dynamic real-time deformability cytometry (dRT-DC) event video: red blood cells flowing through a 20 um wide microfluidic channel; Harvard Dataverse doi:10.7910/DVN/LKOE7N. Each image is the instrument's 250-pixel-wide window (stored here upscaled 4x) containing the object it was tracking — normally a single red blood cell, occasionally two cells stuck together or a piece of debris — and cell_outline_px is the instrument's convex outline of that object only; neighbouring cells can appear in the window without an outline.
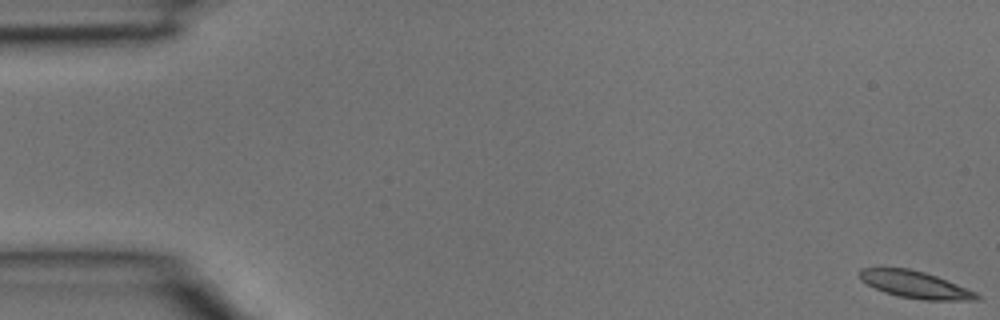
{"species": "common noctule bat (a hibernating species)", "species_latin": "Nyctalus noctula", "temperature_condition": "room temperature", "stored_images_in_passage": 40, "camera_frame_rate_fps": 3000, "um_per_image_px": 0.085, "animal": {"sex": "male", "body_mass_g": 15.6}, "frame": {"image": 1, "passage_image": 1, "time_ms": 0.0, "image_size_px": [1000, 320], "cell_outline_px": [[980, 296], [976, 300], [924, 300], [900, 296], [884, 292], [860, 280], [856, 272], [860, 268], [908, 268], [924, 272], [936, 276], [976, 292]], "centroid_in_image_um": [77.74, 24.18], "position_along_channel_um": 7.3, "area_um2": 18.26}}
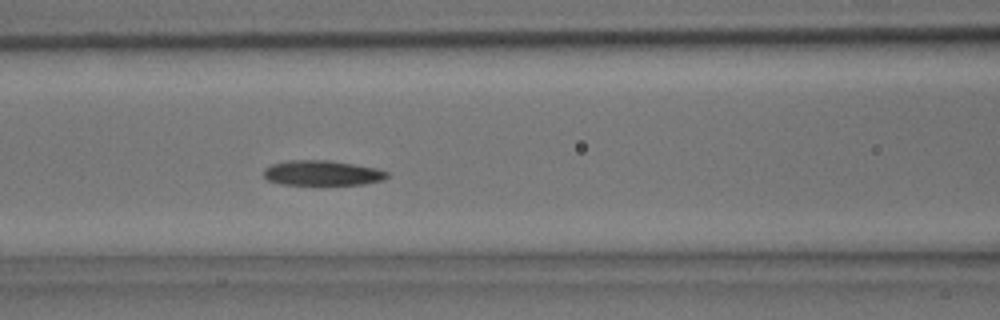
{"frame": {"image": 2, "passage_image": 17, "time_ms": 5.333, "image_size_px": [1000, 320], "cell_outline_px": [[388, 176], [384, 180], [364, 184], [280, 184], [268, 180], [264, 176], [264, 168], [272, 164], [288, 160], [332, 160], [376, 168], [388, 172]], "centroid_in_image_um": [27.39, 14.69], "position_along_channel_um": 139.2, "area_um2": 17.98}}
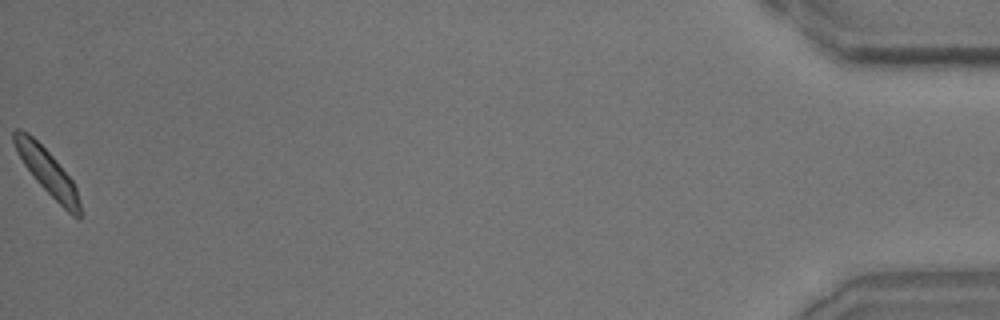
{"frame": {"image": 3, "passage_image": 40, "time_ms": 13.0, "image_size_px": [1000, 320], "cell_outline_px": [[80, 220], [72, 216], [36, 180], [24, 164], [16, 152], [12, 140], [12, 132], [16, 128], [20, 128], [28, 132], [56, 160], [72, 180], [76, 188], [80, 200]], "centroid_in_image_um": [4.0, 14.57], "position_along_channel_um": 431.2, "area_um2": 17.28}}